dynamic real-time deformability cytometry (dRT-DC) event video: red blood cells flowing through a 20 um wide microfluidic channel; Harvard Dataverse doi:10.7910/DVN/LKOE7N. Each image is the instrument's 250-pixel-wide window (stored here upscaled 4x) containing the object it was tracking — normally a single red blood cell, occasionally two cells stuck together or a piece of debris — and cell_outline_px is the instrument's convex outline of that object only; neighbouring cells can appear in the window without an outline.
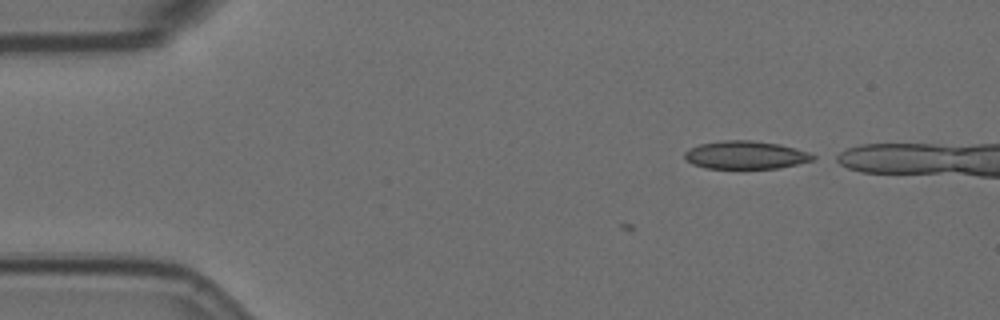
{"species": "Egyptian fruit bat (a non-hibernating species)", "species_latin": "Rousettus aegyptiacus", "temperature_condition": "room temperature", "stored_images_in_passage": 2, "camera_frame_rate_fps": 3000, "um_per_image_px": 0.085, "animal": {"sex": "female"}, "frame": {"image": 1, "passage_image": 2, "time_ms": 0.333, "image_size_px": [1000, 320], "cell_outline_px": [[816, 156], [812, 160], [796, 164], [776, 168], [704, 168], [692, 164], [684, 156], [684, 152], [688, 148], [700, 144], [720, 140], [752, 140], [780, 144], [796, 148], [808, 152]], "centroid_in_image_um": [63.34, 13.16], "position_along_channel_um": 21.7, "area_um2": 20.92}}